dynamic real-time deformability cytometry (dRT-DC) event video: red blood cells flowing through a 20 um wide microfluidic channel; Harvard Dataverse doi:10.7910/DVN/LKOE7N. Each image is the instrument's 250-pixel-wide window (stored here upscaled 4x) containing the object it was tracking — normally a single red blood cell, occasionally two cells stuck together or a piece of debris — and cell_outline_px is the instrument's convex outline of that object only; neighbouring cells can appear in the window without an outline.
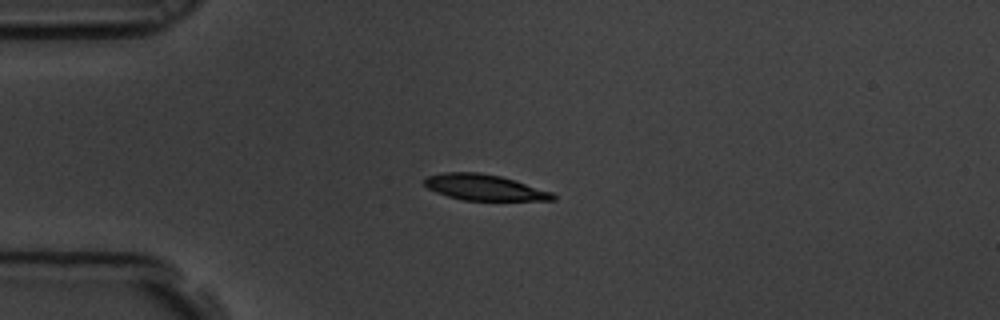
{"species": "common noctule bat (a hibernating species)", "species_latin": "Nyctalus noctula", "temperature_condition": "room temperature", "stored_images_in_passage": 45, "camera_frame_rate_fps": 3000, "um_per_image_px": 0.085, "animal": {"sex": "male", "body_mass_g": 19.5, "forearm_length_mm": 54.6}, "frame": {"image": 1, "passage_image": 1, "time_ms": 0.0, "image_size_px": [1000, 320], "cell_outline_px": [[556, 200], [464, 200], [448, 196], [436, 192], [428, 188], [424, 184], [424, 180], [428, 176], [444, 172], [480, 172], [500, 176], [552, 192], [556, 196]], "centroid_in_image_um": [41.15, 15.92], "position_along_channel_um": 43.8, "area_um2": 19.13}}
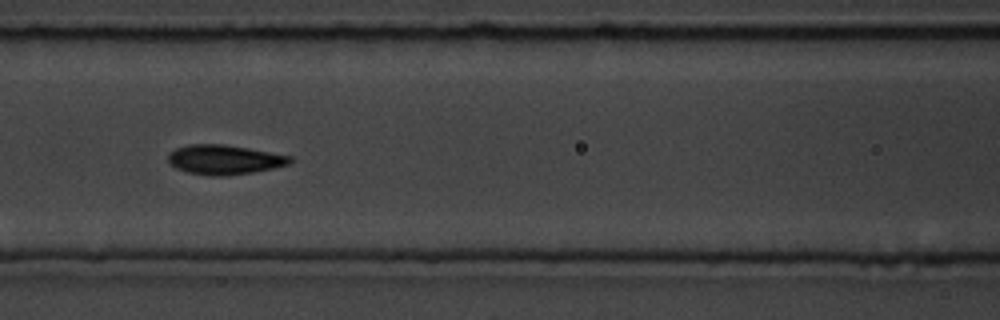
{"frame": {"image": 2, "passage_image": 12, "time_ms": 3.667, "image_size_px": [1000, 320], "cell_outline_px": [[292, 160], [288, 164], [272, 168], [252, 172], [224, 176], [208, 176], [188, 172], [176, 168], [168, 160], [168, 156], [176, 148], [188, 144], [224, 144], [248, 148], [292, 156]], "centroid_in_image_um": [19.06, 13.57], "position_along_channel_um": 147.5, "area_um2": 20.81}}
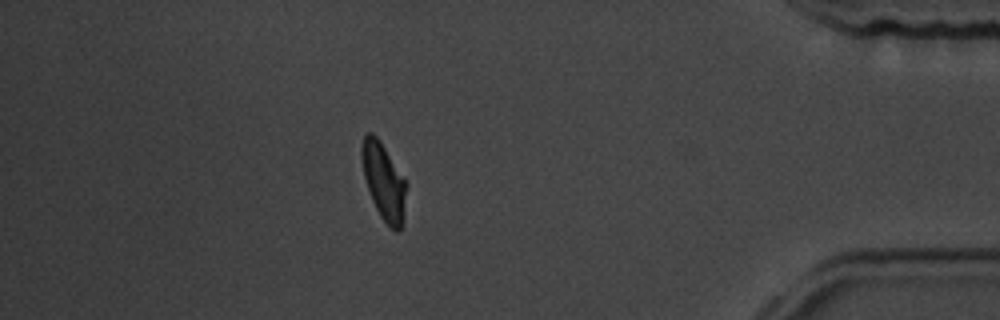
{"frame": {"image": 3, "passage_image": 38, "time_ms": 12.333, "image_size_px": [1000, 320], "cell_outline_px": [[408, 184], [400, 232], [396, 232], [380, 216], [372, 200], [364, 176], [360, 156], [360, 148], [364, 136], [368, 132], [372, 132], [380, 140]], "centroid_in_image_um": [32.61, 15.39], "position_along_channel_um": 402.6, "area_um2": 19.88}, "authors_computed_cell_mechanics": {"area_um2": 20.2878, "velocity_mm_per_s": 3.4372, "shape_relaxation_time_tau1_ms": 2.3019, "shape_relaxation_time_tau2_ms": 1.6406, "deformation_change_tau1": 0.15, "deformation_change_tau2": 0.0714}}